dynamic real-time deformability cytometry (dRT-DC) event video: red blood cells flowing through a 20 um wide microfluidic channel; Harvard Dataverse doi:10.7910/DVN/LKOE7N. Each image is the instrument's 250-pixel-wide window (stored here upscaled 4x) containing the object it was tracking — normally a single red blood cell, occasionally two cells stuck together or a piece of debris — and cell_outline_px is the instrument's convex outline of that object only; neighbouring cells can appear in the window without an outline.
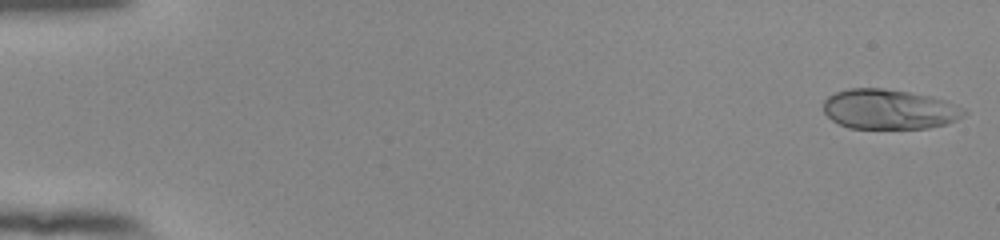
{"species": "human", "species_latin": "Homo sapiens", "temperature_condition": "room temperature", "stored_images_in_passage": 54, "camera_frame_rate_fps": 3000, "um_per_image_px": 0.085, "donor": {"sex": "female"}, "frame": {"image": 1, "passage_image": 1, "time_ms": 0.0, "image_size_px": [1000, 240], "cell_outline_px": [[968, 112], [964, 116], [956, 120], [944, 124], [928, 128], [848, 128], [832, 120], [824, 112], [824, 100], [828, 96], [836, 92], [848, 88], [884, 88], [932, 96], [944, 100], [964, 108]], "centroid_in_image_um": [75.58, 9.28], "position_along_channel_um": 9.4, "area_um2": 32.71}}
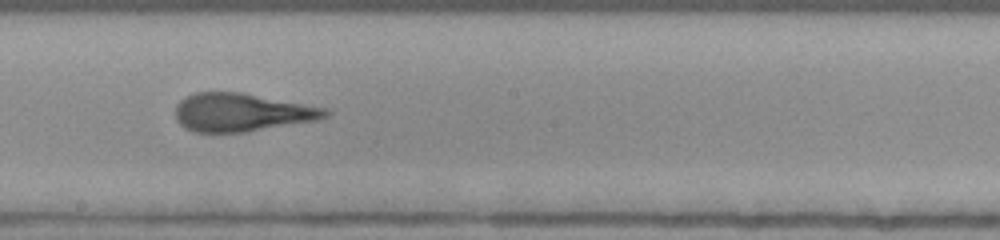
{"frame": {"image": 2, "passage_image": 31, "time_ms": 10.0, "image_size_px": [1000, 240], "cell_outline_px": [[332, 112], [328, 116], [316, 120], [244, 132], [196, 132], [184, 128], [176, 120], [176, 104], [184, 96], [196, 92], [244, 92], [328, 108]], "centroid_in_image_um": [20.55, 9.53], "position_along_channel_um": 227.7, "area_um2": 33.58}}
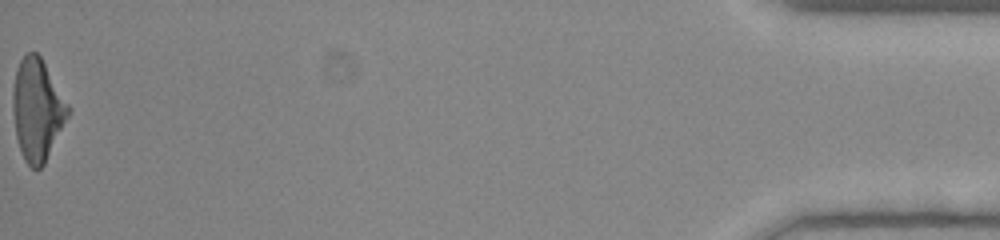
{"frame": {"image": 3, "passage_image": 54, "time_ms": 17.667, "image_size_px": [1000, 240], "cell_outline_px": [[72, 108], [44, 164], [40, 168], [32, 168], [24, 160], [16, 136], [12, 108], [12, 92], [16, 68], [20, 60], [28, 52], [36, 52], [40, 56]], "centroid_in_image_um": [3.16, 9.3], "position_along_channel_um": 432.0, "area_um2": 32.66}, "authors_computed_cell_mechanics": {"area_um2": 33.1483, "velocity_mm_per_s": 3.8788, "shape_relaxation_time_tau1_ms": 4.8343, "shape_relaxation_time_tau2_ms": 1.1547, "deformation_change_tau1": 0.1995, "deformation_change_tau2": 0.079}}